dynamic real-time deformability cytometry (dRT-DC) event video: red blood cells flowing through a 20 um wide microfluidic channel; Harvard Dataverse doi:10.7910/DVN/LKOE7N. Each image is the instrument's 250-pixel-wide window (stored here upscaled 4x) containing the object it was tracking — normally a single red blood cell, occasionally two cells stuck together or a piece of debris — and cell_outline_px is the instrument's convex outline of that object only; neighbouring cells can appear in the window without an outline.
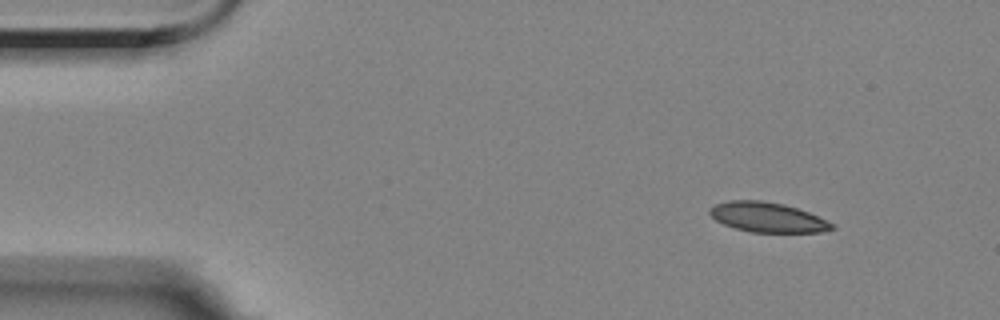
{"species": "Egyptian fruit bat (a non-hibernating species)", "species_latin": "Rousettus aegyptiacus", "temperature_condition": "room temperature", "stored_images_in_passage": 10, "camera_frame_rate_fps": 3000, "um_per_image_px": 0.085, "animal": {"sex": "female"}, "frame": {"image": 1, "passage_image": 1, "time_ms": 0.0, "image_size_px": [1000, 320], "cell_outline_px": [[836, 228], [820, 232], [752, 232], [736, 228], [724, 224], [716, 220], [708, 212], [708, 208], [716, 204], [728, 200], [760, 200], [784, 204], [808, 212], [836, 224]], "centroid_in_image_um": [65.25, 18.46], "position_along_channel_um": 19.8, "area_um2": 21.21}}